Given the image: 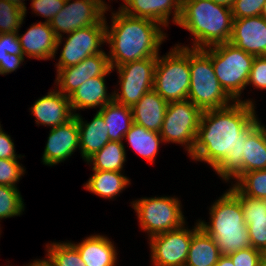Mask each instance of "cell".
Here are the masks:
<instances>
[{
	"instance_id": "6da1fadb",
	"label": "cell",
	"mask_w": 266,
	"mask_h": 266,
	"mask_svg": "<svg viewBox=\"0 0 266 266\" xmlns=\"http://www.w3.org/2000/svg\"><path fill=\"white\" fill-rule=\"evenodd\" d=\"M254 105L246 99L203 111L190 158L209 164L222 180L236 181L243 174V143L258 126Z\"/></svg>"
},
{
	"instance_id": "7a4b0ae2",
	"label": "cell",
	"mask_w": 266,
	"mask_h": 266,
	"mask_svg": "<svg viewBox=\"0 0 266 266\" xmlns=\"http://www.w3.org/2000/svg\"><path fill=\"white\" fill-rule=\"evenodd\" d=\"M111 26L106 21V43L111 68L144 58H157L166 33L161 24L146 18L112 12ZM110 29V30H109Z\"/></svg>"
},
{
	"instance_id": "3957f363",
	"label": "cell",
	"mask_w": 266,
	"mask_h": 266,
	"mask_svg": "<svg viewBox=\"0 0 266 266\" xmlns=\"http://www.w3.org/2000/svg\"><path fill=\"white\" fill-rule=\"evenodd\" d=\"M233 20L231 7L211 0H182L177 25L192 34L190 48L203 49L229 42Z\"/></svg>"
},
{
	"instance_id": "277c9868",
	"label": "cell",
	"mask_w": 266,
	"mask_h": 266,
	"mask_svg": "<svg viewBox=\"0 0 266 266\" xmlns=\"http://www.w3.org/2000/svg\"><path fill=\"white\" fill-rule=\"evenodd\" d=\"M210 222L198 220L200 227L228 255L250 247V236L244 220L240 198L229 188L209 208Z\"/></svg>"
},
{
	"instance_id": "5b68a950",
	"label": "cell",
	"mask_w": 266,
	"mask_h": 266,
	"mask_svg": "<svg viewBox=\"0 0 266 266\" xmlns=\"http://www.w3.org/2000/svg\"><path fill=\"white\" fill-rule=\"evenodd\" d=\"M189 69L191 81L188 100L202 111L224 108L234 102L221 87L211 57L203 49L189 47Z\"/></svg>"
},
{
	"instance_id": "8992f818",
	"label": "cell",
	"mask_w": 266,
	"mask_h": 266,
	"mask_svg": "<svg viewBox=\"0 0 266 266\" xmlns=\"http://www.w3.org/2000/svg\"><path fill=\"white\" fill-rule=\"evenodd\" d=\"M203 50L211 57L221 87L234 101H241V94L247 87L255 56L230 42L213 45Z\"/></svg>"
},
{
	"instance_id": "52a82bcc",
	"label": "cell",
	"mask_w": 266,
	"mask_h": 266,
	"mask_svg": "<svg viewBox=\"0 0 266 266\" xmlns=\"http://www.w3.org/2000/svg\"><path fill=\"white\" fill-rule=\"evenodd\" d=\"M191 74L189 47L176 44L168 54L157 56L153 89L167 102L188 99Z\"/></svg>"
},
{
	"instance_id": "ba28073f",
	"label": "cell",
	"mask_w": 266,
	"mask_h": 266,
	"mask_svg": "<svg viewBox=\"0 0 266 266\" xmlns=\"http://www.w3.org/2000/svg\"><path fill=\"white\" fill-rule=\"evenodd\" d=\"M131 206L137 214L140 228L149 237L179 229L186 223L178 197H145L132 201Z\"/></svg>"
},
{
	"instance_id": "9c48e42d",
	"label": "cell",
	"mask_w": 266,
	"mask_h": 266,
	"mask_svg": "<svg viewBox=\"0 0 266 266\" xmlns=\"http://www.w3.org/2000/svg\"><path fill=\"white\" fill-rule=\"evenodd\" d=\"M202 110L190 100L168 102L162 128L163 143L184 145L189 155L194 149Z\"/></svg>"
},
{
	"instance_id": "30bf717a",
	"label": "cell",
	"mask_w": 266,
	"mask_h": 266,
	"mask_svg": "<svg viewBox=\"0 0 266 266\" xmlns=\"http://www.w3.org/2000/svg\"><path fill=\"white\" fill-rule=\"evenodd\" d=\"M109 8L104 0H66L64 7L49 22L57 37L55 56L64 40L63 34L99 23Z\"/></svg>"
},
{
	"instance_id": "8fae6325",
	"label": "cell",
	"mask_w": 266,
	"mask_h": 266,
	"mask_svg": "<svg viewBox=\"0 0 266 266\" xmlns=\"http://www.w3.org/2000/svg\"><path fill=\"white\" fill-rule=\"evenodd\" d=\"M157 58H144L125 63L116 69L119 73V89L113 92L114 101L132 107L154 86V71ZM117 92V93H116Z\"/></svg>"
},
{
	"instance_id": "7c38bea8",
	"label": "cell",
	"mask_w": 266,
	"mask_h": 266,
	"mask_svg": "<svg viewBox=\"0 0 266 266\" xmlns=\"http://www.w3.org/2000/svg\"><path fill=\"white\" fill-rule=\"evenodd\" d=\"M63 49H61L57 69L75 66L85 58L103 53L101 45L106 43V17L99 23L81 28L67 34Z\"/></svg>"
},
{
	"instance_id": "4fadbf2b",
	"label": "cell",
	"mask_w": 266,
	"mask_h": 266,
	"mask_svg": "<svg viewBox=\"0 0 266 266\" xmlns=\"http://www.w3.org/2000/svg\"><path fill=\"white\" fill-rule=\"evenodd\" d=\"M185 225L148 237L151 262L154 266H185L191 238L200 228L198 221L192 230Z\"/></svg>"
},
{
	"instance_id": "5bb4252c",
	"label": "cell",
	"mask_w": 266,
	"mask_h": 266,
	"mask_svg": "<svg viewBox=\"0 0 266 266\" xmlns=\"http://www.w3.org/2000/svg\"><path fill=\"white\" fill-rule=\"evenodd\" d=\"M56 70L55 85L59 86L56 88L65 96H69L85 81L98 76H107L114 71L105 51L89 56L75 66Z\"/></svg>"
},
{
	"instance_id": "9a60e30c",
	"label": "cell",
	"mask_w": 266,
	"mask_h": 266,
	"mask_svg": "<svg viewBox=\"0 0 266 266\" xmlns=\"http://www.w3.org/2000/svg\"><path fill=\"white\" fill-rule=\"evenodd\" d=\"M42 162L54 166L68 159L79 148V128L76 117L63 125L51 128Z\"/></svg>"
},
{
	"instance_id": "2e32d148",
	"label": "cell",
	"mask_w": 266,
	"mask_h": 266,
	"mask_svg": "<svg viewBox=\"0 0 266 266\" xmlns=\"http://www.w3.org/2000/svg\"><path fill=\"white\" fill-rule=\"evenodd\" d=\"M230 43L254 56H266V21L261 16L233 20Z\"/></svg>"
},
{
	"instance_id": "e0dca14e",
	"label": "cell",
	"mask_w": 266,
	"mask_h": 266,
	"mask_svg": "<svg viewBox=\"0 0 266 266\" xmlns=\"http://www.w3.org/2000/svg\"><path fill=\"white\" fill-rule=\"evenodd\" d=\"M119 9L126 15L146 18L168 27L170 15L177 24L181 15L182 0H123ZM173 10V11H172Z\"/></svg>"
},
{
	"instance_id": "ac0fdd59",
	"label": "cell",
	"mask_w": 266,
	"mask_h": 266,
	"mask_svg": "<svg viewBox=\"0 0 266 266\" xmlns=\"http://www.w3.org/2000/svg\"><path fill=\"white\" fill-rule=\"evenodd\" d=\"M37 125L51 128L63 125L74 117L69 97L56 88L35 101L30 108Z\"/></svg>"
},
{
	"instance_id": "d6986e66",
	"label": "cell",
	"mask_w": 266,
	"mask_h": 266,
	"mask_svg": "<svg viewBox=\"0 0 266 266\" xmlns=\"http://www.w3.org/2000/svg\"><path fill=\"white\" fill-rule=\"evenodd\" d=\"M19 35L18 32L23 55L38 60L55 59L57 37L49 23H33L25 34Z\"/></svg>"
},
{
	"instance_id": "ffe728a7",
	"label": "cell",
	"mask_w": 266,
	"mask_h": 266,
	"mask_svg": "<svg viewBox=\"0 0 266 266\" xmlns=\"http://www.w3.org/2000/svg\"><path fill=\"white\" fill-rule=\"evenodd\" d=\"M230 189L240 198L250 246L266 252V200L245 196L233 184Z\"/></svg>"
},
{
	"instance_id": "44dd1931",
	"label": "cell",
	"mask_w": 266,
	"mask_h": 266,
	"mask_svg": "<svg viewBox=\"0 0 266 266\" xmlns=\"http://www.w3.org/2000/svg\"><path fill=\"white\" fill-rule=\"evenodd\" d=\"M106 76H98L85 81L68 97L73 114L76 110L98 107L99 110L114 100V94H108Z\"/></svg>"
},
{
	"instance_id": "7402d4cb",
	"label": "cell",
	"mask_w": 266,
	"mask_h": 266,
	"mask_svg": "<svg viewBox=\"0 0 266 266\" xmlns=\"http://www.w3.org/2000/svg\"><path fill=\"white\" fill-rule=\"evenodd\" d=\"M74 116L79 128V149L82 158L86 162L110 141L108 129L103 116L98 111L91 122L84 121L78 113Z\"/></svg>"
},
{
	"instance_id": "603a6c76",
	"label": "cell",
	"mask_w": 266,
	"mask_h": 266,
	"mask_svg": "<svg viewBox=\"0 0 266 266\" xmlns=\"http://www.w3.org/2000/svg\"><path fill=\"white\" fill-rule=\"evenodd\" d=\"M167 105L168 102L152 89L131 107L133 122L149 131L160 132Z\"/></svg>"
},
{
	"instance_id": "cb8c5ba5",
	"label": "cell",
	"mask_w": 266,
	"mask_h": 266,
	"mask_svg": "<svg viewBox=\"0 0 266 266\" xmlns=\"http://www.w3.org/2000/svg\"><path fill=\"white\" fill-rule=\"evenodd\" d=\"M79 252L86 266H115L117 249L110 239L104 235H91L80 243L70 242Z\"/></svg>"
},
{
	"instance_id": "d4e9b609",
	"label": "cell",
	"mask_w": 266,
	"mask_h": 266,
	"mask_svg": "<svg viewBox=\"0 0 266 266\" xmlns=\"http://www.w3.org/2000/svg\"><path fill=\"white\" fill-rule=\"evenodd\" d=\"M220 256L214 239L200 227L191 238L185 266H215Z\"/></svg>"
},
{
	"instance_id": "484cf974",
	"label": "cell",
	"mask_w": 266,
	"mask_h": 266,
	"mask_svg": "<svg viewBox=\"0 0 266 266\" xmlns=\"http://www.w3.org/2000/svg\"><path fill=\"white\" fill-rule=\"evenodd\" d=\"M94 173L86 182L84 188L97 196L114 199L128 185L130 179L121 172L92 170Z\"/></svg>"
},
{
	"instance_id": "4316f807",
	"label": "cell",
	"mask_w": 266,
	"mask_h": 266,
	"mask_svg": "<svg viewBox=\"0 0 266 266\" xmlns=\"http://www.w3.org/2000/svg\"><path fill=\"white\" fill-rule=\"evenodd\" d=\"M98 112L103 116L110 141L123 142L125 134L133 123L131 107L121 105L113 100Z\"/></svg>"
},
{
	"instance_id": "83f0119b",
	"label": "cell",
	"mask_w": 266,
	"mask_h": 266,
	"mask_svg": "<svg viewBox=\"0 0 266 266\" xmlns=\"http://www.w3.org/2000/svg\"><path fill=\"white\" fill-rule=\"evenodd\" d=\"M124 138L137 154L151 163L155 161L160 143L163 142L159 132L149 131L134 122Z\"/></svg>"
},
{
	"instance_id": "f1b7e54d",
	"label": "cell",
	"mask_w": 266,
	"mask_h": 266,
	"mask_svg": "<svg viewBox=\"0 0 266 266\" xmlns=\"http://www.w3.org/2000/svg\"><path fill=\"white\" fill-rule=\"evenodd\" d=\"M243 174L266 169V147L262 138V123L247 136L243 143Z\"/></svg>"
},
{
	"instance_id": "f546056e",
	"label": "cell",
	"mask_w": 266,
	"mask_h": 266,
	"mask_svg": "<svg viewBox=\"0 0 266 266\" xmlns=\"http://www.w3.org/2000/svg\"><path fill=\"white\" fill-rule=\"evenodd\" d=\"M92 170L122 172L126 162V150L123 142L109 141L101 150L87 161Z\"/></svg>"
},
{
	"instance_id": "4dcf8cb0",
	"label": "cell",
	"mask_w": 266,
	"mask_h": 266,
	"mask_svg": "<svg viewBox=\"0 0 266 266\" xmlns=\"http://www.w3.org/2000/svg\"><path fill=\"white\" fill-rule=\"evenodd\" d=\"M46 247V257L53 266H86L78 250L70 242H52Z\"/></svg>"
},
{
	"instance_id": "1f68e13d",
	"label": "cell",
	"mask_w": 266,
	"mask_h": 266,
	"mask_svg": "<svg viewBox=\"0 0 266 266\" xmlns=\"http://www.w3.org/2000/svg\"><path fill=\"white\" fill-rule=\"evenodd\" d=\"M234 182L245 196L266 200V169L246 172Z\"/></svg>"
},
{
	"instance_id": "d6a6232c",
	"label": "cell",
	"mask_w": 266,
	"mask_h": 266,
	"mask_svg": "<svg viewBox=\"0 0 266 266\" xmlns=\"http://www.w3.org/2000/svg\"><path fill=\"white\" fill-rule=\"evenodd\" d=\"M23 201L17 187L0 185V220L20 216L24 211Z\"/></svg>"
},
{
	"instance_id": "836d02e7",
	"label": "cell",
	"mask_w": 266,
	"mask_h": 266,
	"mask_svg": "<svg viewBox=\"0 0 266 266\" xmlns=\"http://www.w3.org/2000/svg\"><path fill=\"white\" fill-rule=\"evenodd\" d=\"M24 19V10L7 0H0V34L18 33Z\"/></svg>"
},
{
	"instance_id": "e575fe53",
	"label": "cell",
	"mask_w": 266,
	"mask_h": 266,
	"mask_svg": "<svg viewBox=\"0 0 266 266\" xmlns=\"http://www.w3.org/2000/svg\"><path fill=\"white\" fill-rule=\"evenodd\" d=\"M25 169L19 161L13 159H0V185L17 187Z\"/></svg>"
},
{
	"instance_id": "d590c367",
	"label": "cell",
	"mask_w": 266,
	"mask_h": 266,
	"mask_svg": "<svg viewBox=\"0 0 266 266\" xmlns=\"http://www.w3.org/2000/svg\"><path fill=\"white\" fill-rule=\"evenodd\" d=\"M266 0H234L231 12L234 19L260 16Z\"/></svg>"
},
{
	"instance_id": "8d00e7d4",
	"label": "cell",
	"mask_w": 266,
	"mask_h": 266,
	"mask_svg": "<svg viewBox=\"0 0 266 266\" xmlns=\"http://www.w3.org/2000/svg\"><path fill=\"white\" fill-rule=\"evenodd\" d=\"M234 266H261L264 261V253L260 250L248 247L228 254Z\"/></svg>"
},
{
	"instance_id": "74e56055",
	"label": "cell",
	"mask_w": 266,
	"mask_h": 266,
	"mask_svg": "<svg viewBox=\"0 0 266 266\" xmlns=\"http://www.w3.org/2000/svg\"><path fill=\"white\" fill-rule=\"evenodd\" d=\"M66 0H32L31 8L38 16L44 17L49 23L64 7Z\"/></svg>"
},
{
	"instance_id": "f35d334b",
	"label": "cell",
	"mask_w": 266,
	"mask_h": 266,
	"mask_svg": "<svg viewBox=\"0 0 266 266\" xmlns=\"http://www.w3.org/2000/svg\"><path fill=\"white\" fill-rule=\"evenodd\" d=\"M248 85L266 90V56H255L248 78Z\"/></svg>"
},
{
	"instance_id": "ab89813d",
	"label": "cell",
	"mask_w": 266,
	"mask_h": 266,
	"mask_svg": "<svg viewBox=\"0 0 266 266\" xmlns=\"http://www.w3.org/2000/svg\"><path fill=\"white\" fill-rule=\"evenodd\" d=\"M1 128L0 124V159H13L18 160L22 158V155H17L15 150V145L11 136L6 134Z\"/></svg>"
},
{
	"instance_id": "60d3db41",
	"label": "cell",
	"mask_w": 266,
	"mask_h": 266,
	"mask_svg": "<svg viewBox=\"0 0 266 266\" xmlns=\"http://www.w3.org/2000/svg\"><path fill=\"white\" fill-rule=\"evenodd\" d=\"M0 42H3V48L7 53L12 55H23L18 33H1Z\"/></svg>"
},
{
	"instance_id": "b9f144b4",
	"label": "cell",
	"mask_w": 266,
	"mask_h": 266,
	"mask_svg": "<svg viewBox=\"0 0 266 266\" xmlns=\"http://www.w3.org/2000/svg\"><path fill=\"white\" fill-rule=\"evenodd\" d=\"M24 58V55L10 54V56H7L2 62H0V75H6L16 71L24 62Z\"/></svg>"
},
{
	"instance_id": "7bdbcfd3",
	"label": "cell",
	"mask_w": 266,
	"mask_h": 266,
	"mask_svg": "<svg viewBox=\"0 0 266 266\" xmlns=\"http://www.w3.org/2000/svg\"><path fill=\"white\" fill-rule=\"evenodd\" d=\"M215 266H234V264L228 255H221Z\"/></svg>"
},
{
	"instance_id": "ee69618b",
	"label": "cell",
	"mask_w": 266,
	"mask_h": 266,
	"mask_svg": "<svg viewBox=\"0 0 266 266\" xmlns=\"http://www.w3.org/2000/svg\"><path fill=\"white\" fill-rule=\"evenodd\" d=\"M28 266H53L50 261L45 258V259H42V260H34L33 262L31 263H28Z\"/></svg>"
},
{
	"instance_id": "f6af8a7d",
	"label": "cell",
	"mask_w": 266,
	"mask_h": 266,
	"mask_svg": "<svg viewBox=\"0 0 266 266\" xmlns=\"http://www.w3.org/2000/svg\"><path fill=\"white\" fill-rule=\"evenodd\" d=\"M9 3L15 4L17 7L21 8L24 10V16H26L27 12V7L25 6L24 1L25 0H7Z\"/></svg>"
},
{
	"instance_id": "bcb514c9",
	"label": "cell",
	"mask_w": 266,
	"mask_h": 266,
	"mask_svg": "<svg viewBox=\"0 0 266 266\" xmlns=\"http://www.w3.org/2000/svg\"><path fill=\"white\" fill-rule=\"evenodd\" d=\"M7 56H10V54L3 48V42H0V62H2Z\"/></svg>"
},
{
	"instance_id": "7dc6e473",
	"label": "cell",
	"mask_w": 266,
	"mask_h": 266,
	"mask_svg": "<svg viewBox=\"0 0 266 266\" xmlns=\"http://www.w3.org/2000/svg\"><path fill=\"white\" fill-rule=\"evenodd\" d=\"M217 4H221V5H224V6H228V7H231L234 0H211Z\"/></svg>"
},
{
	"instance_id": "c3c4849f",
	"label": "cell",
	"mask_w": 266,
	"mask_h": 266,
	"mask_svg": "<svg viewBox=\"0 0 266 266\" xmlns=\"http://www.w3.org/2000/svg\"><path fill=\"white\" fill-rule=\"evenodd\" d=\"M262 138L266 147V126L262 124Z\"/></svg>"
},
{
	"instance_id": "681fc988",
	"label": "cell",
	"mask_w": 266,
	"mask_h": 266,
	"mask_svg": "<svg viewBox=\"0 0 266 266\" xmlns=\"http://www.w3.org/2000/svg\"><path fill=\"white\" fill-rule=\"evenodd\" d=\"M260 16L266 21V3L264 4V6L262 7Z\"/></svg>"
},
{
	"instance_id": "f907efd6",
	"label": "cell",
	"mask_w": 266,
	"mask_h": 266,
	"mask_svg": "<svg viewBox=\"0 0 266 266\" xmlns=\"http://www.w3.org/2000/svg\"><path fill=\"white\" fill-rule=\"evenodd\" d=\"M261 266H266V261L265 260L262 262Z\"/></svg>"
},
{
	"instance_id": "816d5d0a",
	"label": "cell",
	"mask_w": 266,
	"mask_h": 266,
	"mask_svg": "<svg viewBox=\"0 0 266 266\" xmlns=\"http://www.w3.org/2000/svg\"><path fill=\"white\" fill-rule=\"evenodd\" d=\"M264 260L266 261V252L264 253Z\"/></svg>"
}]
</instances>
